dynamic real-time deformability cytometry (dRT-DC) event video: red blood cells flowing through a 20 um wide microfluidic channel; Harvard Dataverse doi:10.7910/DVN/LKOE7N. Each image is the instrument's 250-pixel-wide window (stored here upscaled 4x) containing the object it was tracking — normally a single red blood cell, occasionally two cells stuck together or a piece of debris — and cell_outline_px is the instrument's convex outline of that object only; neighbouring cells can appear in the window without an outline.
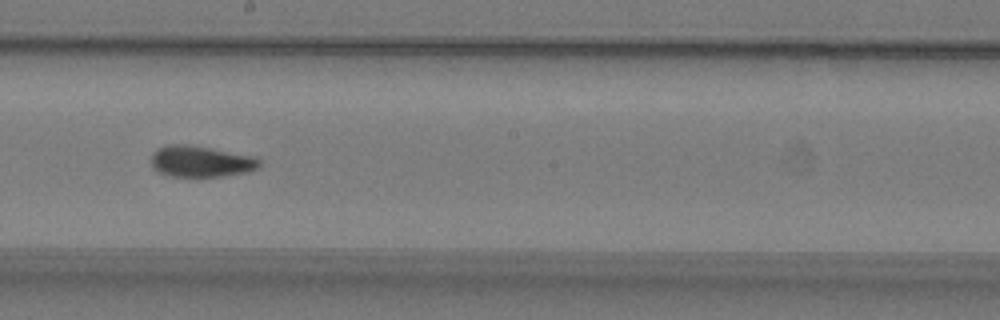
{"species": "common noctule bat (a hibernating species)", "species_latin": "Nyctalus noctula", "temperature_condition": "warm", "stored_images_in_passage": 35, "camera_frame_rate_fps": 3000, "um_per_image_px": 0.085, "animal": {"sex": "male", "body_mass_g": 19.2, "forearm_length_mm": 51.8}, "frame": {"image": 1, "passage_image": 16, "time_ms": 5.0, "image_size_px": [1000, 320], "cell_outline_px": [[260, 164], [256, 168], [248, 172], [224, 176], [172, 176], [160, 172], [152, 164], [152, 152], [156, 148], [172, 144], [188, 144], [252, 156], [260, 160]], "centroid_in_image_um": [17.06, 13.71], "position_along_channel_um": 231.1, "area_um2": 19.36}, "authors_computed_cell_mechanics": {"area_um2": 19.652, "velocity_mm_per_s": 3.7878, "shape_relaxation_time_tau1_ms": 4.5695, "shape_relaxation_time_tau2_ms": 3.2541, "deformation_change_tau1": 0.1647, "deformation_change_tau2": 0.0782}}